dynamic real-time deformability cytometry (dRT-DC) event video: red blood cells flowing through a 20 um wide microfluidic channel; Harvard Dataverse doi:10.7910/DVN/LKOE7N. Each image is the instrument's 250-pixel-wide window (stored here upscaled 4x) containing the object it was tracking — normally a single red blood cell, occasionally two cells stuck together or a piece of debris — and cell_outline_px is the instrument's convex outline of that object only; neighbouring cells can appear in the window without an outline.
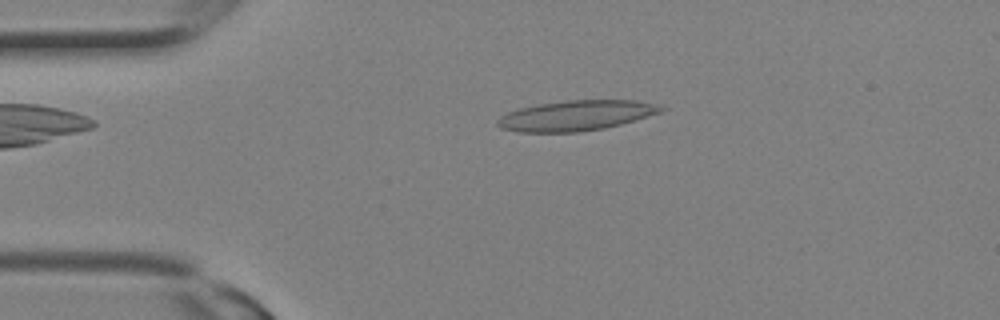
{"species": "Egyptian fruit bat (a non-hibernating species)", "species_latin": "Rousettus aegyptiacus", "temperature_condition": "room temperature", "stored_images_in_passage": 10, "camera_frame_rate_fps": 3000, "um_per_image_px": 0.085, "animal": {"sex": "female"}, "frame": {"image": 1, "passage_image": 6, "time_ms": 1.667, "image_size_px": [1000, 320], "cell_outline_px": [[668, 108], [660, 112], [620, 124], [604, 128], [580, 132], [516, 132], [500, 128], [496, 124], [496, 120], [500, 116], [508, 112], [520, 108], [536, 104], [568, 100], [636, 100], [656, 104]], "centroid_in_image_um": [48.92, 9.82], "position_along_channel_um": 36.1, "area_um2": 28.84}}
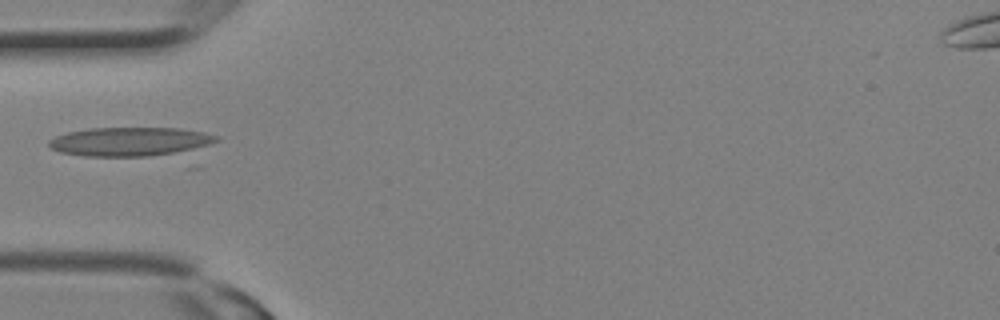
{"frame": {"image": 2, "passage_image": 9, "time_ms": 2.667, "image_size_px": [1000, 320], "cell_outline_px": [[220, 140], [188, 152], [148, 156], [84, 156], [60, 152], [52, 148], [48, 144], [48, 140], [56, 136], [68, 132], [88, 128], [180, 128], [204, 132], [220, 136]], "centroid_in_image_um": [11.12, 12.04], "position_along_channel_um": 73.9, "area_um2": 28.5}}